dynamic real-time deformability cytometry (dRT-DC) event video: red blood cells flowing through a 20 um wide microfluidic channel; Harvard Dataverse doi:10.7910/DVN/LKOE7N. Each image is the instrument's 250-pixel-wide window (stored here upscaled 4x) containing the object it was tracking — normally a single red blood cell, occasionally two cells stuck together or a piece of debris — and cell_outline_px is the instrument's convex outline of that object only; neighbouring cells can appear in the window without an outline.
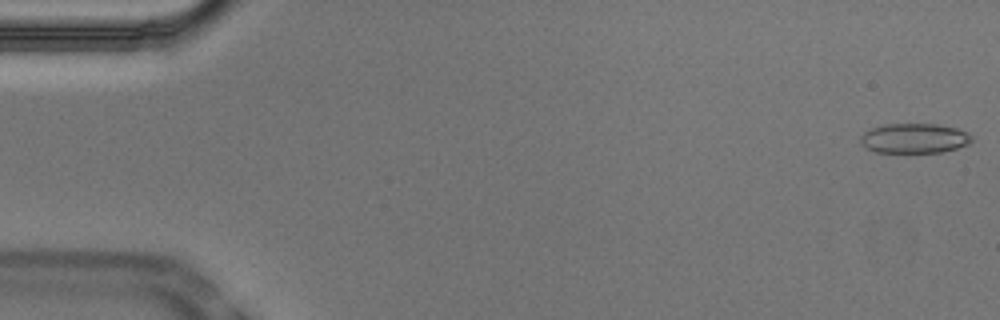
{"species": "Egyptian fruit bat (a non-hibernating species)", "species_latin": "Rousettus aegyptiacus", "temperature_condition": "cold", "stored_images_in_passage": 53, "camera_frame_rate_fps": 3000, "um_per_image_px": 0.085, "animal": {"sex": "male"}, "frame": {"image": 1, "passage_image": 1, "time_ms": 0.0, "image_size_px": [1000, 320], "cell_outline_px": [[972, 140], [968, 144], [944, 152], [876, 152], [860, 144], [860, 136], [864, 132], [872, 128], [884, 124], [936, 124], [956, 128], [968, 132], [972, 136]], "centroid_in_image_um": [77.72, 11.75], "position_along_channel_um": 7.3, "area_um2": 19.31}}
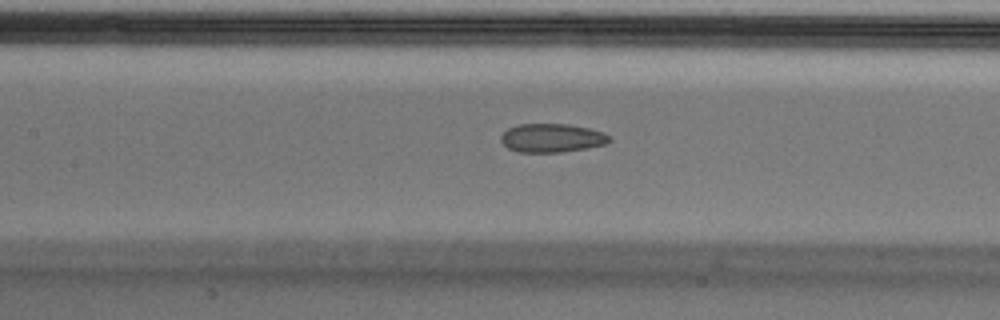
{"frame": {"image": 2, "passage_image": 24, "time_ms": 7.667, "image_size_px": [1000, 320], "cell_outline_px": [[612, 140], [608, 144], [560, 152], [520, 152], [508, 148], [500, 140], [500, 136], [508, 128], [520, 124], [568, 124], [588, 128], [604, 132], [612, 136]], "centroid_in_image_um": [46.94, 11.72], "position_along_channel_um": 160.5, "area_um2": 18.15}}
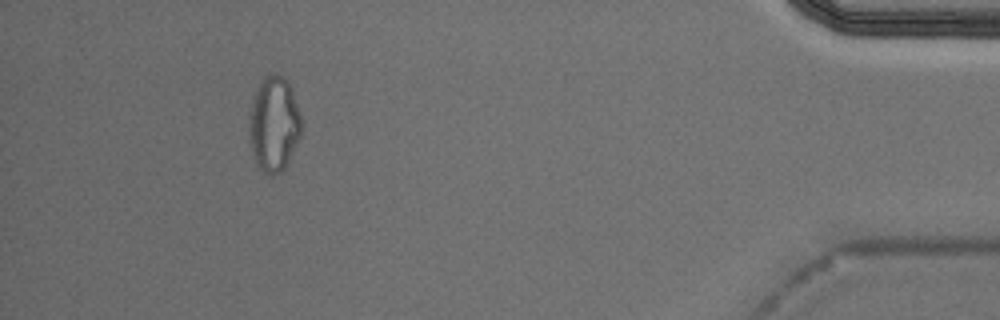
{"frame": {"image": 3, "passage_image": 49, "time_ms": 16.0, "image_size_px": [1000, 320], "cell_outline_px": [[300, 136], [284, 168], [280, 172], [272, 176], [264, 172], [260, 168], [256, 160], [252, 148], [248, 132], [248, 116], [256, 88], [264, 76], [272, 72], [276, 72], [288, 84], [292, 92], [300, 112]], "centroid_in_image_um": [23.25, 10.52], "position_along_channel_um": 411.9, "area_um2": 28.55}, "authors_computed_cell_mechanics": {"area_um2": 19.7676, "velocity_mm_per_s": 3.7433, "shape_relaxation_time_tau1_ms": null, "shape_relaxation_time_tau2_ms": 2.8241, "deformation_change_tau1": null, "deformation_change_tau2": 0.1004}}